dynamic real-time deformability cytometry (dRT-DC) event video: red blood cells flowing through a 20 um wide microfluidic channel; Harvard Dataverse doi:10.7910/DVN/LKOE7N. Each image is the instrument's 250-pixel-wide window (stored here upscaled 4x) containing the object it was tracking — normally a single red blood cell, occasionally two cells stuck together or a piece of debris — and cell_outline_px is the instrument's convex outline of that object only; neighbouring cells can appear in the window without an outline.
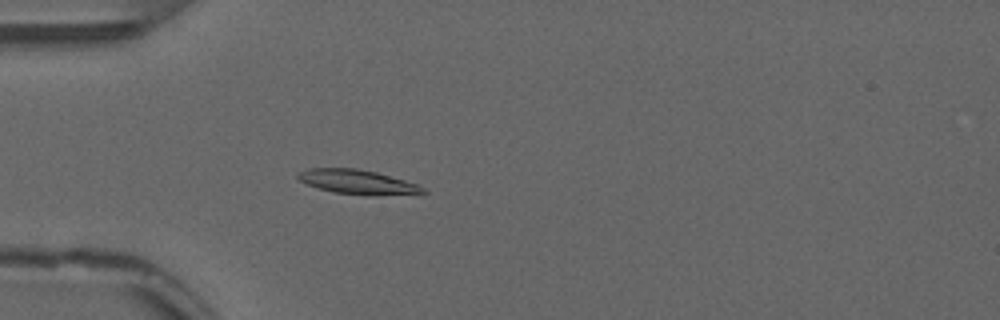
{"species": "common noctule bat (a hibernating species)", "species_latin": "Nyctalus noctula", "temperature_condition": "warm", "stored_images_in_passage": 55, "camera_frame_rate_fps": 3000, "um_per_image_px": 0.085, "animal": {"sex": "male", "forearm_length_mm": 52.5}, "frame": {"image": 1, "passage_image": 17, "time_ms": 5.333, "image_size_px": [1000, 320], "cell_outline_px": [[428, 192], [424, 196], [368, 196], [332, 192], [308, 184], [300, 180], [296, 176], [300, 172], [308, 168], [356, 168], [376, 172], [404, 180], [416, 184], [424, 188]], "centroid_in_image_um": [30.56, 15.51], "position_along_channel_um": 54.4, "area_um2": 18.32}}
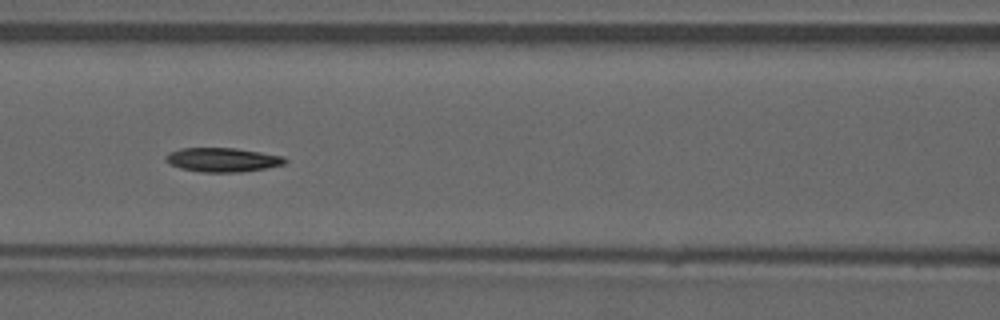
{"frame": {"image": 2, "passage_image": 25, "time_ms": 8.0, "image_size_px": [1000, 320], "cell_outline_px": [[288, 160], [284, 164], [264, 168], [240, 172], [200, 172], [180, 168], [168, 164], [164, 160], [164, 156], [168, 152], [180, 148], [236, 148], [284, 156]], "centroid_in_image_um": [18.86, 13.58], "position_along_channel_um": 147.7, "area_um2": 16.88}}
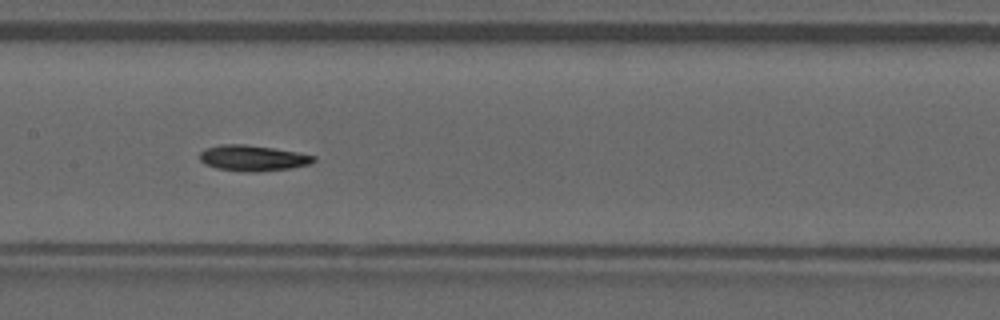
{"frame": {"image": 3, "passage_image": 28, "time_ms": 9.0, "image_size_px": [1000, 320], "cell_outline_px": [[316, 160], [312, 164], [292, 168], [256, 172], [244, 172], [216, 168], [204, 164], [200, 160], [200, 152], [204, 148], [220, 144], [244, 144], [272, 148], [296, 152], [316, 156]], "centroid_in_image_um": [21.48, 13.44], "position_along_channel_um": 185.9, "area_um2": 17.28}, "authors_computed_cell_mechanics": {"area_um2": 17.051, "velocity_mm_per_s": 3.8224, "shape_relaxation_time_tau1_ms": 8.8494, "shape_relaxation_time_tau2_ms": 5.1383, "deformation_change_tau1": 0.2202, "deformation_change_tau2": 0.0867}}